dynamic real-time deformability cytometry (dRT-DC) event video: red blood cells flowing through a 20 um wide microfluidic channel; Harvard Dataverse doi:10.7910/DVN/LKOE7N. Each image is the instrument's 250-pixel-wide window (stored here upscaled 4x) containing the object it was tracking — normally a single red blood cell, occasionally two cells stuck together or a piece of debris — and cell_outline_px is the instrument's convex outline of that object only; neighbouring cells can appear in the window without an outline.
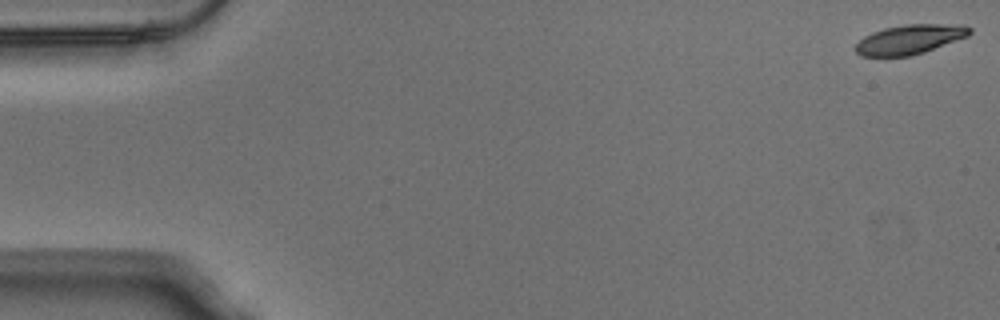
{"species": "Egyptian fruit bat (a non-hibernating species)", "species_latin": "Rousettus aegyptiacus", "temperature_condition": "warm", "stored_images_in_passage": 53, "camera_frame_rate_fps": 3000, "um_per_image_px": 0.085, "animal": {"sex": "male"}, "frame": {"image": 1, "passage_image": 1, "time_ms": 0.0, "image_size_px": [1000, 320], "cell_outline_px": [[972, 32], [968, 36], [924, 52], [912, 56], [860, 56], [856, 52], [856, 44], [864, 36], [872, 32], [884, 28], [904, 24], [964, 24], [972, 28]], "centroid_in_image_um": [77.35, 3.33], "position_along_channel_um": 7.6, "area_um2": 19.71}}
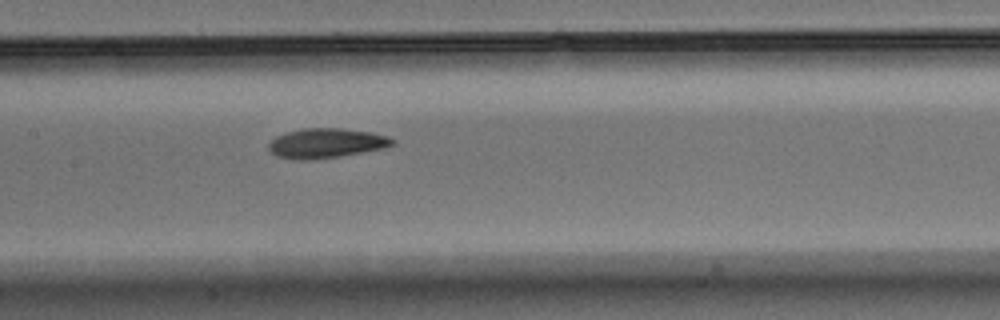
{"frame": {"image": 2, "passage_image": 26, "time_ms": 8.333, "image_size_px": [1000, 320], "cell_outline_px": [[396, 144], [384, 148], [340, 156], [312, 160], [300, 160], [276, 156], [268, 148], [268, 144], [276, 136], [288, 132], [304, 128], [340, 128], [372, 132], [388, 136], [396, 140]], "centroid_in_image_um": [27.76, 12.17], "position_along_channel_um": 179.6, "area_um2": 21.44}}
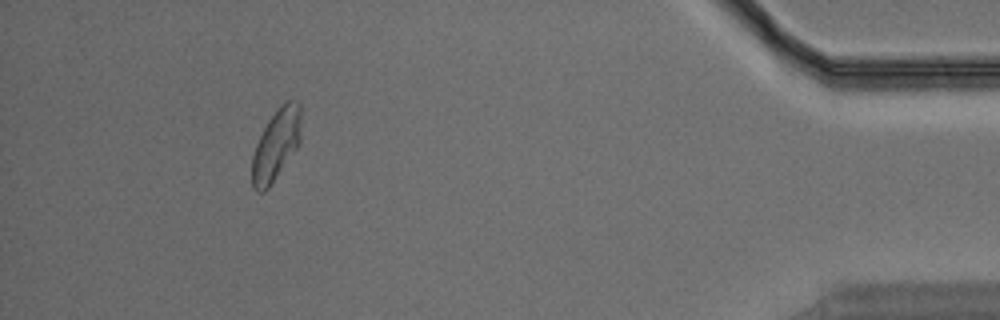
{"frame": {"image": 3, "passage_image": 49, "time_ms": 16.0, "image_size_px": [1000, 320], "cell_outline_px": [[300, 144], [268, 188], [264, 192], [256, 192], [252, 188], [252, 156], [256, 144], [268, 120], [276, 108], [288, 100], [300, 100]], "centroid_in_image_um": [23.47, 12.3], "position_along_channel_um": 411.7, "area_um2": 20.4}, "authors_computed_cell_mechanics": {"area_um2": 20.519, "velocity_mm_per_s": 3.8027, "shape_relaxation_time_tau1_ms": 4.2832, "shape_relaxation_time_tau2_ms": 1.5645, "deformation_change_tau1": 0.1571, "deformation_change_tau2": 0.0692}}